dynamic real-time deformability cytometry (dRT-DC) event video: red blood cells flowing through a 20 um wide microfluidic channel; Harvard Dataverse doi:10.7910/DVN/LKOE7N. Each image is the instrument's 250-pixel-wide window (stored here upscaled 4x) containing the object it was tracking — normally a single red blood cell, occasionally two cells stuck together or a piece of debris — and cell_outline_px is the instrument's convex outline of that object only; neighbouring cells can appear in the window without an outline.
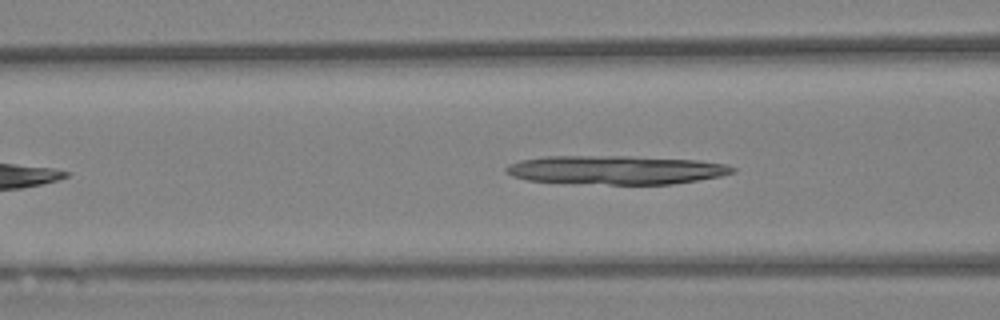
{"species": "Egyptian fruit bat (a non-hibernating species)", "species_latin": "Rousettus aegyptiacus", "temperature_condition": "warm", "stored_images_in_passage": 48, "camera_frame_rate_fps": 3000, "um_per_image_px": 0.085, "animal": {"sex": "female"}, "frame": {"image": 1, "passage_image": 12, "time_ms": 3.667, "image_size_px": [1000, 320], "cell_outline_px": [[736, 172], [720, 176], [672, 184], [608, 184], [528, 180], [512, 176], [504, 172], [504, 168], [508, 164], [520, 160], [544, 156], [624, 156], [696, 160], [728, 164], [736, 168]], "centroid_in_image_um": [52.34, 14.43], "position_along_channel_um": 114.3, "area_um2": 37.8}}
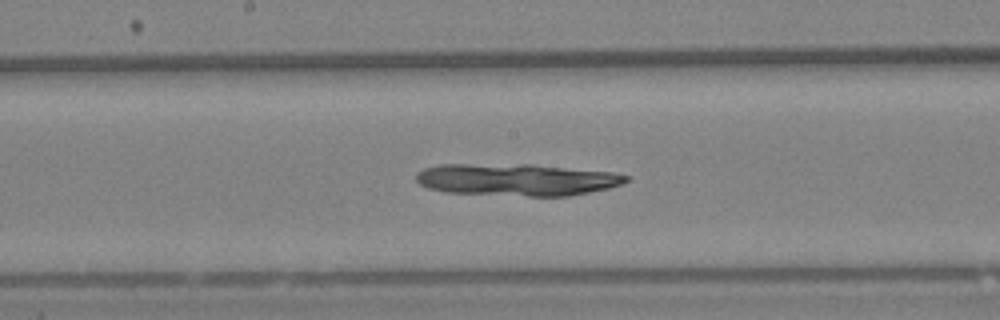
{"frame": {"image": 2, "passage_image": 20, "time_ms": 6.333, "image_size_px": [1000, 320], "cell_outline_px": [[628, 180], [620, 184], [608, 188], [568, 196], [528, 196], [444, 192], [428, 188], [420, 184], [416, 180], [416, 172], [424, 168], [440, 164], [532, 164], [612, 172], [628, 176]], "centroid_in_image_um": [43.87, 15.26], "position_along_channel_um": 204.3, "area_um2": 39.25}}
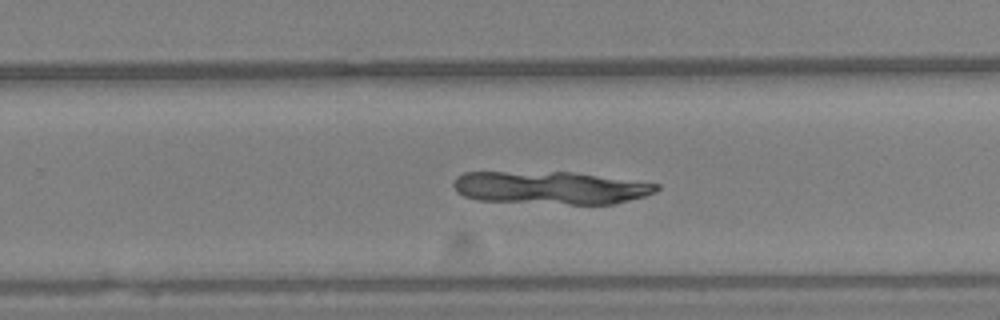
{"frame": {"image": 3, "passage_image": 27, "time_ms": 8.667, "image_size_px": [1000, 320], "cell_outline_px": [[660, 188], [656, 192], [644, 196], [616, 204], [568, 204], [480, 200], [464, 196], [456, 192], [452, 184], [456, 176], [464, 172], [568, 172], [660, 184]], "centroid_in_image_um": [46.77, 15.96], "position_along_channel_um": 283.0, "area_um2": 38.67}}